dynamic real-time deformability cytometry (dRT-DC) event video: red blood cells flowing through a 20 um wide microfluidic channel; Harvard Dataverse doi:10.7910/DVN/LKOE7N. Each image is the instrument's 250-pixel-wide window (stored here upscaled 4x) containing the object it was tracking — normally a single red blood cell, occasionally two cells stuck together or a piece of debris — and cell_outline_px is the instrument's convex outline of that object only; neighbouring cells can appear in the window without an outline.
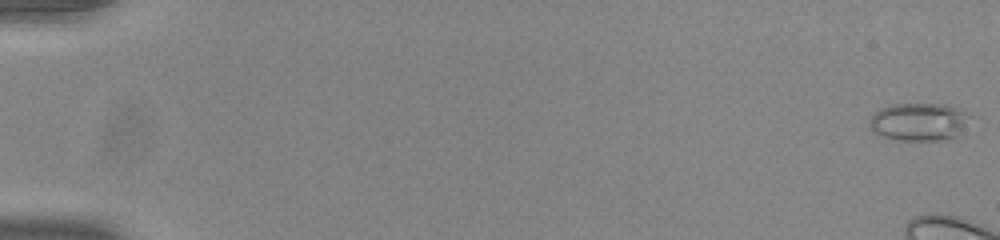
{"species": "common noctule bat (a hibernating species)", "species_latin": "Nyctalus noctula", "temperature_condition": "room temperature", "stored_images_in_passage": 9, "camera_frame_rate_fps": 3000, "um_per_image_px": 0.085, "animal": {"sex": "male", "body_mass_g": 20.0, "forearm_length_mm": 53.3}, "frame": {"image": 1, "passage_image": 1, "time_ms": 0.0, "image_size_px": [1000, 240], "cell_outline_px": [[972, 116], [956, 136], [944, 140], [896, 140], [880, 136], [868, 124], [868, 120], [876, 112], [892, 104], [948, 104], [960, 108], [968, 112]], "centroid_in_image_um": [78.14, 10.35], "position_along_channel_um": 6.9, "area_um2": 22.2}}